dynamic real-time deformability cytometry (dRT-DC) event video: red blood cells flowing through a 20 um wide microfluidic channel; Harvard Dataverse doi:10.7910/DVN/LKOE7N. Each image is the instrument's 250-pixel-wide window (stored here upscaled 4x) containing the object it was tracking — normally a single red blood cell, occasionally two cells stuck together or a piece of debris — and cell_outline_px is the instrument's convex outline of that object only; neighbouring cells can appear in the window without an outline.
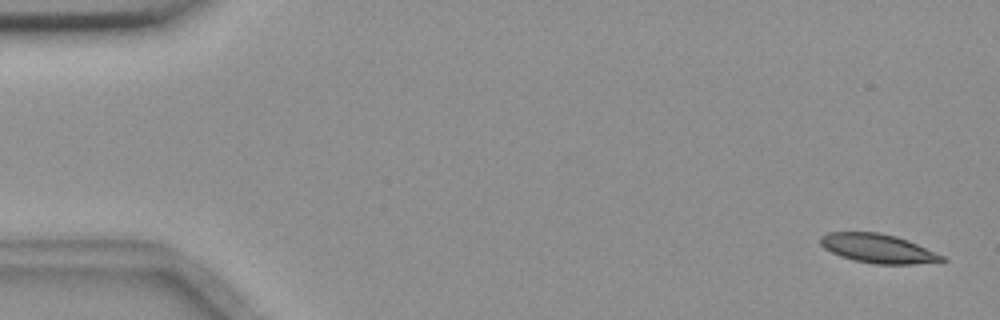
{"species": "common noctule bat (a hibernating species)", "species_latin": "Nyctalus noctula", "temperature_condition": "room temperature", "stored_images_in_passage": 5, "camera_frame_rate_fps": 3000, "um_per_image_px": 0.085, "animal": {"sex": "female", "body_mass_g": 18.4}, "frame": {"image": 1, "passage_image": 1, "time_ms": 0.0, "image_size_px": [1000, 320], "cell_outline_px": [[948, 260], [944, 264], [876, 264], [852, 260], [840, 256], [824, 248], [820, 244], [820, 236], [828, 232], [880, 232], [896, 236], [908, 240], [944, 256]], "centroid_in_image_um": [74.7, 21.14], "position_along_channel_um": 10.3, "area_um2": 20.98}}